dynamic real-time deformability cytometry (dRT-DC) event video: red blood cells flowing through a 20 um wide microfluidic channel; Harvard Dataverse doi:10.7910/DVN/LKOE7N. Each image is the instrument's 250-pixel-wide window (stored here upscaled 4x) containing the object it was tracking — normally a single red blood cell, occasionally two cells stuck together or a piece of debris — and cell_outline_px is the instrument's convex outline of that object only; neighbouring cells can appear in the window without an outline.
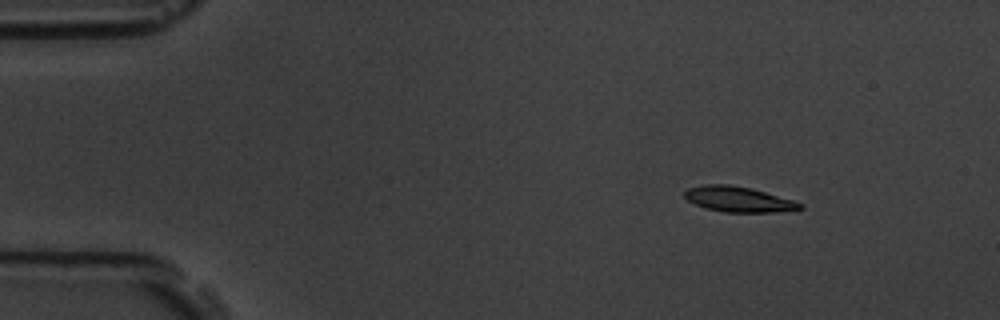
{"species": "common noctule bat (a hibernating species)", "species_latin": "Nyctalus noctula", "temperature_condition": "room temperature", "stored_images_in_passage": 6, "camera_frame_rate_fps": 3000, "um_per_image_px": 0.085, "animal": {"sex": "male", "body_mass_g": 19.5, "forearm_length_mm": 54.6}, "frame": {"image": 1, "passage_image": 3, "time_ms": 2.333, "image_size_px": [1000, 320], "cell_outline_px": [[804, 208], [776, 212], [724, 212], [708, 208], [696, 204], [688, 200], [684, 196], [684, 192], [688, 188], [704, 184], [728, 184], [752, 188], [792, 200], [804, 204]], "centroid_in_image_um": [62.77, 16.93], "position_along_channel_um": 22.2, "area_um2": 16.94}}
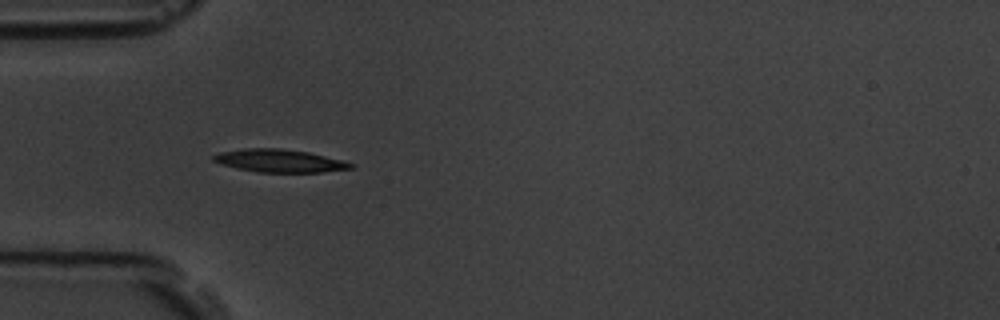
{"frame": {"image": 2, "passage_image": 6, "time_ms": 5.667, "image_size_px": [1000, 320], "cell_outline_px": [[356, 164], [352, 168], [320, 172], [256, 172], [236, 168], [220, 164], [212, 160], [212, 156], [220, 152], [244, 148], [280, 148], [308, 152], [344, 160]], "centroid_in_image_um": [23.75, 13.66], "position_along_channel_um": 61.3, "area_um2": 18.38}}